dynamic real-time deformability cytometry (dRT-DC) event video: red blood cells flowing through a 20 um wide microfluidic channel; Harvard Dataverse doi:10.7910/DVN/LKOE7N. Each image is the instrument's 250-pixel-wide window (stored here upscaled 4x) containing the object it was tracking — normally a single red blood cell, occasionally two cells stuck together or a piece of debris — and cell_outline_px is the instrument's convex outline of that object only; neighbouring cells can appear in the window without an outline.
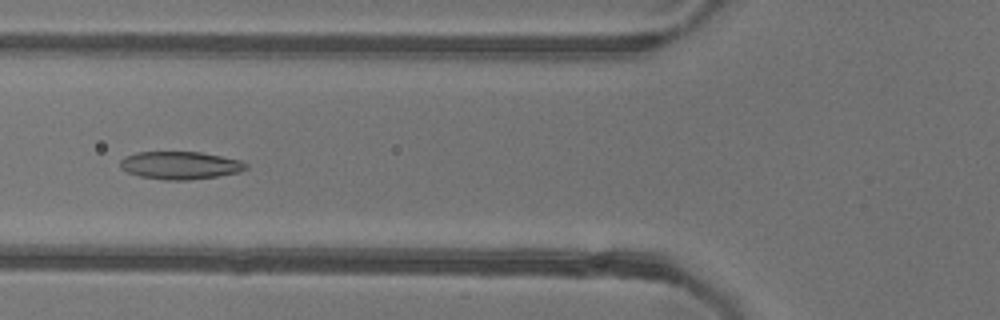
{"species": "common noctule bat (a hibernating species)", "species_latin": "Nyctalus noctula", "temperature_condition": "warm", "stored_images_in_passage": 53, "camera_frame_rate_fps": 3000, "um_per_image_px": 0.085, "animal": {"sex": "female"}, "frame": {"image": 1, "passage_image": 20, "time_ms": 6.333, "image_size_px": [1000, 320], "cell_outline_px": [[248, 168], [240, 172], [216, 176], [188, 180], [164, 180], [140, 176], [128, 172], [120, 168], [120, 160], [124, 156], [136, 152], [200, 152], [240, 160], [248, 164]], "centroid_in_image_um": [15.3, 14.05], "position_along_channel_um": 110.5, "area_um2": 20.35}}
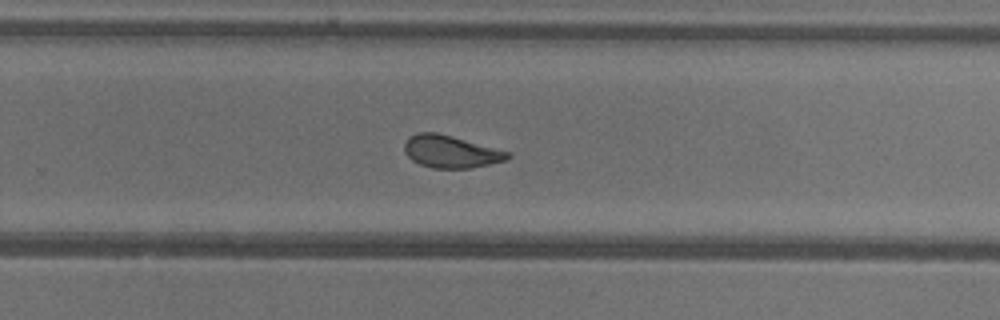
{"frame": {"image": 2, "passage_image": 34, "time_ms": 11.0, "image_size_px": [1000, 320], "cell_outline_px": [[512, 156], [508, 160], [472, 168], [432, 168], [420, 164], [412, 160], [404, 152], [404, 144], [408, 136], [416, 132], [436, 132], [452, 136], [512, 152]], "centroid_in_image_um": [38.34, 12.88], "position_along_channel_um": 291.5, "area_um2": 19.77}}
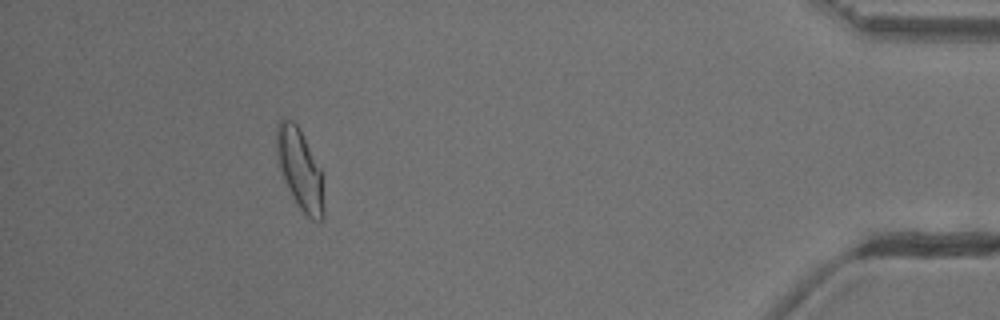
{"frame": {"image": 3, "passage_image": 48, "time_ms": 15.667, "image_size_px": [1000, 320], "cell_outline_px": [[324, 216], [320, 220], [312, 220], [296, 204], [276, 164], [276, 124], [280, 120], [292, 120], [296, 124], [324, 172]], "centroid_in_image_um": [25.51, 14.41], "position_along_channel_um": 409.7, "area_um2": 22.72}, "authors_computed_cell_mechanics": {"area_um2": 21.097, "velocity_mm_per_s": 3.8845, "shape_relaxation_time_tau1_ms": null, "shape_relaxation_time_tau2_ms": 1.611, "deformation_change_tau1": null, "deformation_change_tau2": 0.0854}}